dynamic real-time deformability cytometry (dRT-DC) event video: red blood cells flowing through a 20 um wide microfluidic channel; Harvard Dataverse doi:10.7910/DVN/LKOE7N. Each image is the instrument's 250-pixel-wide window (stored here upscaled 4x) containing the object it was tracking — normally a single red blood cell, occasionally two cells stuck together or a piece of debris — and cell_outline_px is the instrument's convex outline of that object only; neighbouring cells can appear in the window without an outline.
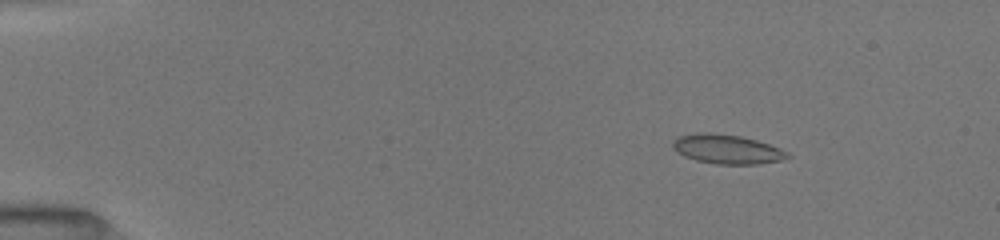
{"species": "common noctule bat (a hibernating species)", "species_latin": "Nyctalus noctula", "temperature_condition": "room temperature", "stored_images_in_passage": 52, "camera_frame_rate_fps": 3000, "um_per_image_px": 0.085, "animal": {"sex": "female", "body_mass_g": 19.5, "forearm_length_mm": 54.1}, "frame": {"image": 1, "passage_image": 8, "time_ms": 2.333, "image_size_px": [1000, 240], "cell_outline_px": [[792, 156], [780, 160], [760, 164], [716, 164], [696, 160], [684, 156], [676, 152], [672, 148], [672, 140], [676, 136], [700, 132], [708, 132], [740, 136], [756, 140], [780, 148], [788, 152]], "centroid_in_image_um": [61.75, 12.67], "position_along_channel_um": 23.2, "area_um2": 19.71}}
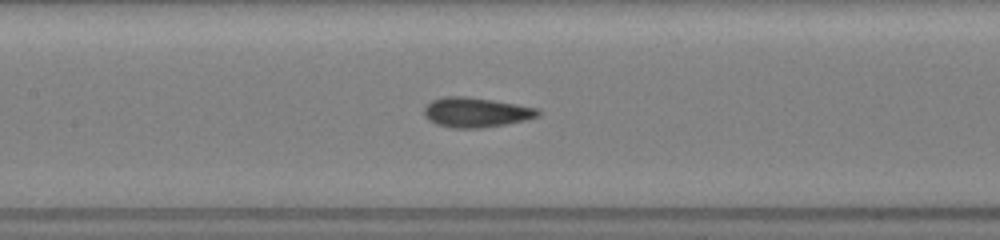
{"frame": {"image": 2, "passage_image": 26, "time_ms": 8.333, "image_size_px": [1000, 240], "cell_outline_px": [[540, 116], [524, 120], [504, 124], [480, 128], [452, 128], [436, 124], [428, 120], [424, 116], [424, 108], [432, 100], [444, 96], [464, 96], [492, 100], [540, 108]], "centroid_in_image_um": [40.45, 9.55], "position_along_channel_um": 167.0, "area_um2": 19.77}}
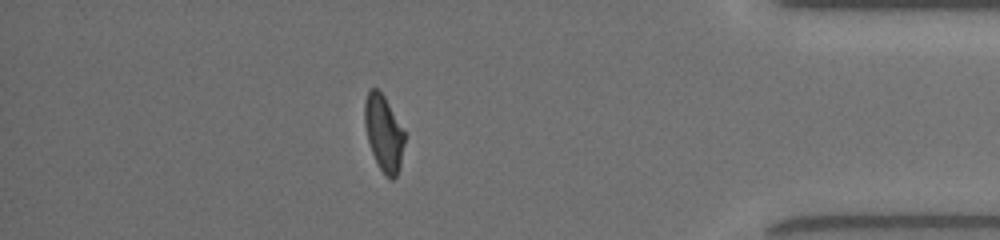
{"frame": {"image": 3, "passage_image": 46, "time_ms": 15.0, "image_size_px": [1000, 240], "cell_outline_px": [[404, 144], [400, 164], [396, 176], [392, 180], [388, 180], [384, 176], [372, 152], [368, 140], [364, 124], [364, 100], [368, 92], [372, 88], [376, 88], [384, 96], [404, 132]], "centroid_in_image_um": [32.59, 11.33], "position_along_channel_um": 402.6, "area_um2": 17.4}, "authors_computed_cell_mechanics": {"area_um2": 18.8139, "velocity_mm_per_s": 4.0284, "shape_relaxation_time_tau1_ms": null, "shape_relaxation_time_tau2_ms": 1.1628, "deformation_change_tau1": null, "deformation_change_tau2": 0.0514}}